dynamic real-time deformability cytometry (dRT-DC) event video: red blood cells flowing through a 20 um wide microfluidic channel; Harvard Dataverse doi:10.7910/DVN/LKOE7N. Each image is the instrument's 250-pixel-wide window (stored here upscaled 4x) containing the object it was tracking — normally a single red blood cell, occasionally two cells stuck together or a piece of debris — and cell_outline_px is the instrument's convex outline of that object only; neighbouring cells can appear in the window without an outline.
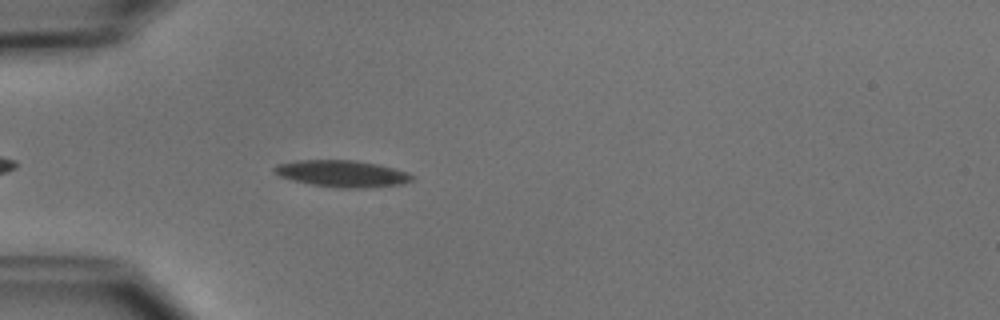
{"species": "common noctule bat (a hibernating species)", "species_latin": "Nyctalus noctula", "temperature_condition": "cold", "stored_images_in_passage": 39, "camera_frame_rate_fps": 3000, "um_per_image_px": 0.085, "animal": {"sex": "male", "body_mass_g": 15.6}, "frame": {"image": 1, "passage_image": 5, "time_ms": 1.333, "image_size_px": [1000, 320], "cell_outline_px": [[416, 176], [412, 180], [400, 184], [364, 188], [340, 188], [312, 184], [292, 180], [280, 176], [272, 168], [276, 164], [296, 160], [356, 160], [376, 164], [408, 172]], "centroid_in_image_um": [29.07, 14.75], "position_along_channel_um": 55.9, "area_um2": 21.33}}
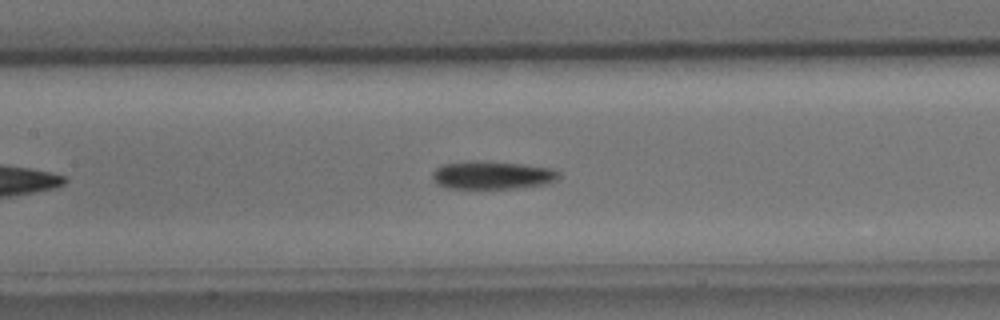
{"frame": {"image": 2, "passage_image": 14, "time_ms": 4.333, "image_size_px": [1000, 320], "cell_outline_px": [[560, 176], [556, 180], [548, 184], [516, 188], [448, 188], [436, 184], [432, 176], [432, 172], [436, 168], [444, 164], [472, 160], [480, 160], [524, 164], [552, 168], [560, 172]], "centroid_in_image_um": [41.86, 14.88], "position_along_channel_um": 165.5, "area_um2": 20.92}}
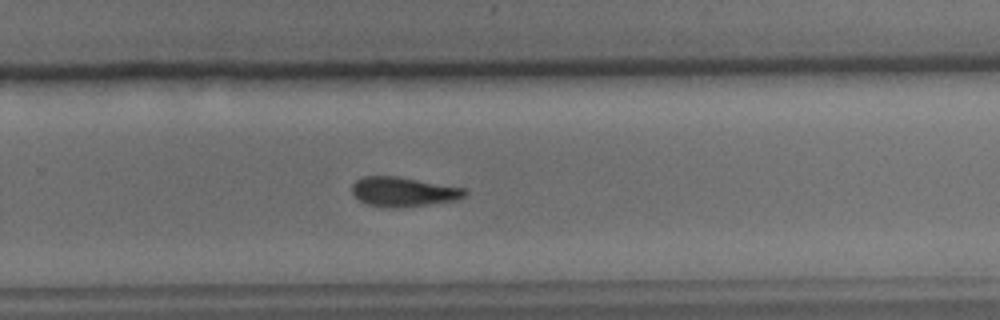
{"frame": {"image": 3, "passage_image": 24, "time_ms": 7.667, "image_size_px": [1000, 320], "cell_outline_px": [[468, 192], [464, 196], [456, 200], [428, 204], [392, 208], [368, 204], [360, 200], [352, 192], [352, 184], [356, 180], [364, 176], [396, 176], [468, 188]], "centroid_in_image_um": [34.32, 16.28], "position_along_channel_um": 295.5, "area_um2": 19.31}, "authors_computed_cell_mechanics": {"area_um2": 20.0566, "velocity_mm_per_s": 3.9112, "shape_relaxation_time_tau1_ms": 6.2919, "shape_relaxation_time_tau2_ms": 9.6169, "deformation_change_tau1": 0.15, "deformation_change_tau2": 0.2}}